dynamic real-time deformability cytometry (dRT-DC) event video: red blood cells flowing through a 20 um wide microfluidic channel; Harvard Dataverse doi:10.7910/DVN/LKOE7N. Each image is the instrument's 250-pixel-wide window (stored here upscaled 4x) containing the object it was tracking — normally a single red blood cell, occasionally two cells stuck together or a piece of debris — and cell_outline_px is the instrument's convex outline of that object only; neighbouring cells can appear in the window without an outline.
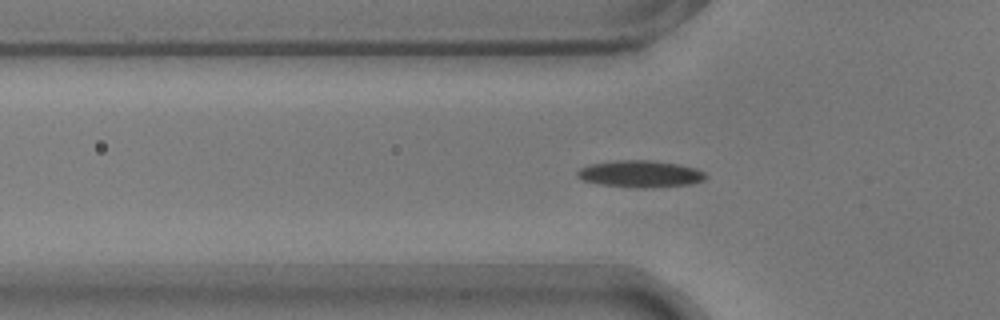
{"species": "common noctule bat (a hibernating species)", "species_latin": "Nyctalus noctula", "temperature_condition": "warm", "stored_images_in_passage": 39, "camera_frame_rate_fps": 3000, "um_per_image_px": 0.085, "animal": {"sex": "male", "body_mass_g": 17.9}, "frame": {"image": 1, "passage_image": 5, "time_ms": 1.333, "image_size_px": [1000, 320], "cell_outline_px": [[704, 180], [692, 184], [652, 188], [636, 188], [604, 184], [584, 180], [576, 176], [576, 172], [580, 168], [592, 164], [616, 160], [648, 160], [676, 164], [696, 168], [704, 172]], "centroid_in_image_um": [54.44, 14.79], "position_along_channel_um": 71.4, "area_um2": 19.88}}
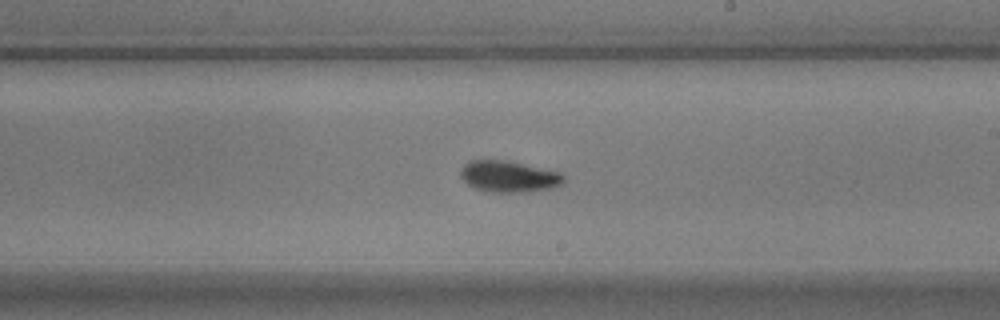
{"frame": {"image": 2, "passage_image": 19, "time_ms": 6.0, "image_size_px": [1000, 320], "cell_outline_px": [[564, 180], [560, 184], [552, 188], [528, 192], [488, 192], [476, 188], [468, 184], [460, 176], [460, 172], [464, 164], [472, 160], [504, 160], [560, 172], [564, 176]], "centroid_in_image_um": [43.24, 15.01], "position_along_channel_um": 245.8, "area_um2": 18.67}}
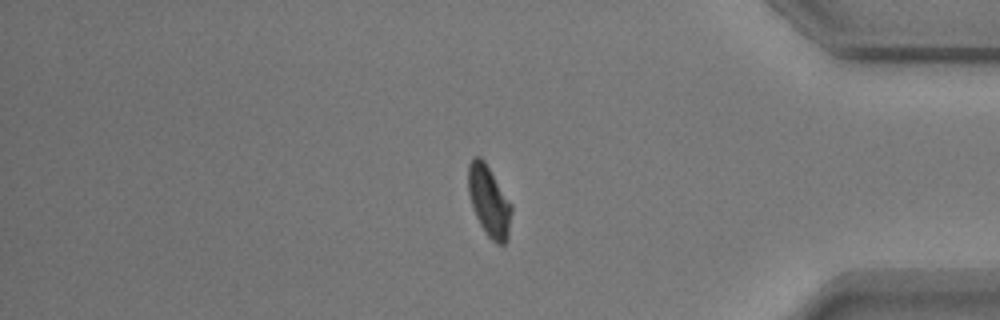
{"frame": {"image": 3, "passage_image": 33, "time_ms": 10.667, "image_size_px": [1000, 320], "cell_outline_px": [[512, 212], [508, 240], [504, 244], [496, 244], [488, 236], [480, 224], [472, 208], [468, 192], [468, 164], [472, 156], [480, 156], [484, 160], [512, 204]], "centroid_in_image_um": [41.57, 17.09], "position_along_channel_um": 393.6, "area_um2": 18.03}, "authors_computed_cell_mechanics": {"area_um2": 18.0914, "velocity_mm_per_s": 3.7207, "shape_relaxation_time_tau1_ms": 2.3914, "shape_relaxation_time_tau2_ms": 3.011, "deformation_change_tau1": 0.1219, "deformation_change_tau2": 0.063}}